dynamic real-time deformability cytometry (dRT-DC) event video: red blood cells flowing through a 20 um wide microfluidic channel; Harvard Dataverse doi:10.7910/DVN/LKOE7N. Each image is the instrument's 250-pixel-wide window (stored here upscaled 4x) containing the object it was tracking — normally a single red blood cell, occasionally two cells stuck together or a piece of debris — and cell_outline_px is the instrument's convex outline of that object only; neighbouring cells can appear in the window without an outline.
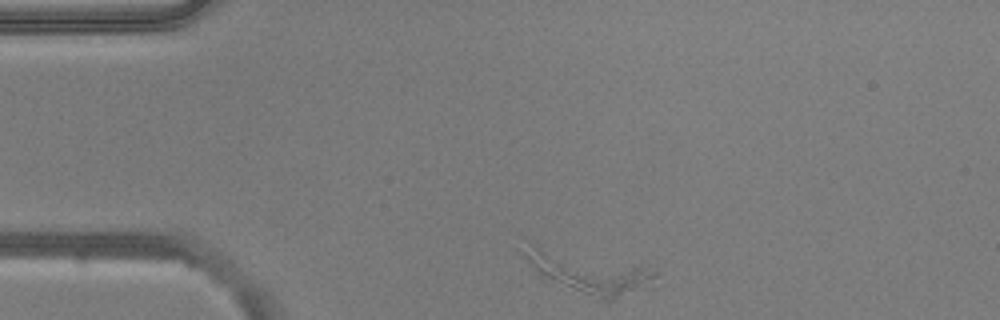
{"species": "common noctule bat (a hibernating species)", "species_latin": "Nyctalus noctula", "temperature_condition": "warm", "stored_images_in_passage": 47, "camera_frame_rate_fps": 3000, "um_per_image_px": 0.085, "animal": {"sex": "male", "body_mass_g": 20.5, "forearm_length_mm": 52.5}, "frame": {"image": 1, "passage_image": 1, "time_ms": 0.0, "image_size_px": [1000, 320], "cell_outline_px": [[656, 276], [612, 300], [604, 300], [548, 280], [520, 252], [536, 248], [644, 268], [656, 272]], "centroid_in_image_um": [50.0, 23.24], "position_along_channel_um": 35.0, "area_um2": 26.41}}
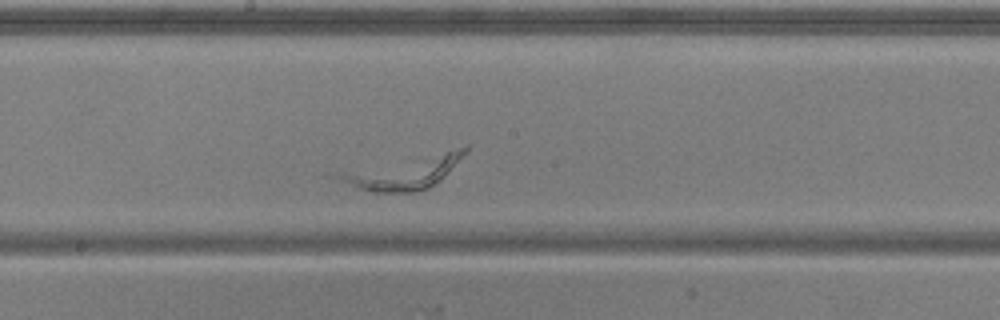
{"frame": {"image": 2, "passage_image": 20, "time_ms": 6.333, "image_size_px": [1000, 320], "cell_outline_px": [[468, 148], [444, 176], [428, 188], [412, 192], [376, 192], [360, 188], [332, 176], [468, 144]], "centroid_in_image_um": [34.49, 14.65], "position_along_channel_um": 213.7, "area_um2": 22.6}}
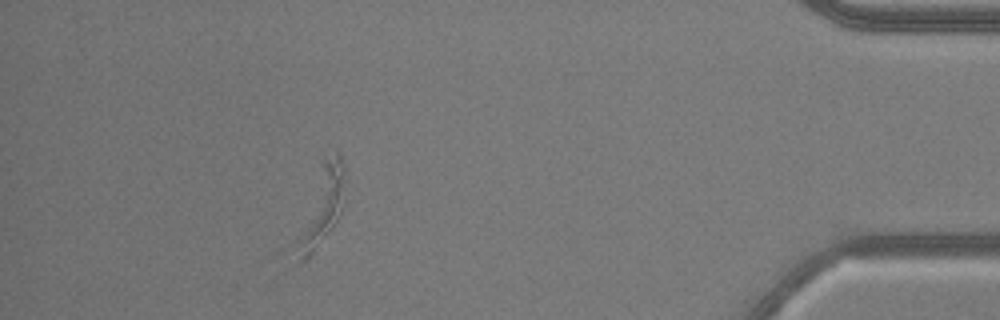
{"frame": {"image": 3, "passage_image": 41, "time_ms": 13.333, "image_size_px": [1000, 320], "cell_outline_px": [[344, 200], [340, 212], [336, 220], [328, 232], [312, 252], [300, 264], [300, 256], [324, 160], [336, 152], [340, 152], [344, 168]], "centroid_in_image_um": [27.64, 17.31], "position_along_channel_um": 407.6, "area_um2": 16.99}}